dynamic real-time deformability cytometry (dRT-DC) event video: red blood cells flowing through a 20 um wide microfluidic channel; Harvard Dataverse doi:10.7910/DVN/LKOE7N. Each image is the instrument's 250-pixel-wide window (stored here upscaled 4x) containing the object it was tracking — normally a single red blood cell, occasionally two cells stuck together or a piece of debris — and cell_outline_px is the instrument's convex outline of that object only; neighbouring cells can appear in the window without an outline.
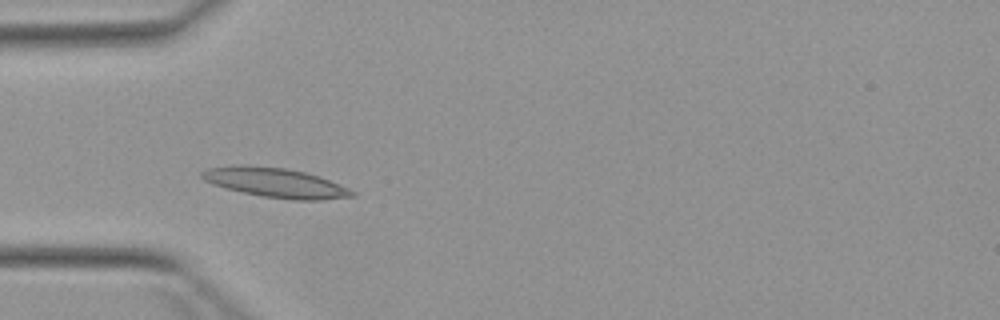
{"species": "Egyptian fruit bat (a non-hibernating species)", "species_latin": "Rousettus aegyptiacus", "temperature_condition": "warm", "stored_images_in_passage": 5, "camera_frame_rate_fps": 3000, "um_per_image_px": 0.085, "animal": {"sex": "female"}, "frame": {"image": 1, "passage_image": 4, "time_ms": 4.0, "image_size_px": [1000, 320], "cell_outline_px": [[356, 196], [324, 200], [292, 200], [264, 196], [244, 192], [212, 184], [204, 180], [200, 176], [200, 172], [208, 168], [232, 164], [248, 164], [284, 168], [304, 172], [328, 180], [348, 188], [356, 192]], "centroid_in_image_um": [23.38, 15.51], "position_along_channel_um": 61.6, "area_um2": 25.84}}
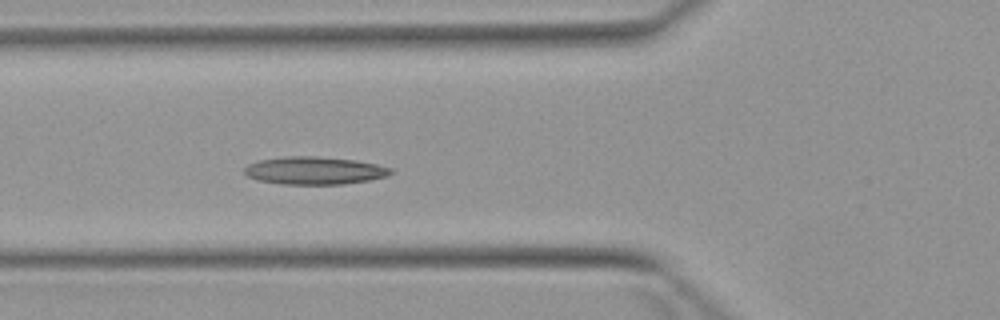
{"frame": {"image": 2, "passage_image": 5, "time_ms": 5.0, "image_size_px": [1000, 320], "cell_outline_px": [[392, 172], [388, 176], [368, 180], [344, 184], [280, 184], [260, 180], [248, 176], [244, 172], [244, 168], [248, 164], [260, 160], [284, 156], [316, 156], [356, 160], [376, 164], [392, 168]], "centroid_in_image_um": [26.74, 14.49], "position_along_channel_um": 99.1, "area_um2": 23.58}}